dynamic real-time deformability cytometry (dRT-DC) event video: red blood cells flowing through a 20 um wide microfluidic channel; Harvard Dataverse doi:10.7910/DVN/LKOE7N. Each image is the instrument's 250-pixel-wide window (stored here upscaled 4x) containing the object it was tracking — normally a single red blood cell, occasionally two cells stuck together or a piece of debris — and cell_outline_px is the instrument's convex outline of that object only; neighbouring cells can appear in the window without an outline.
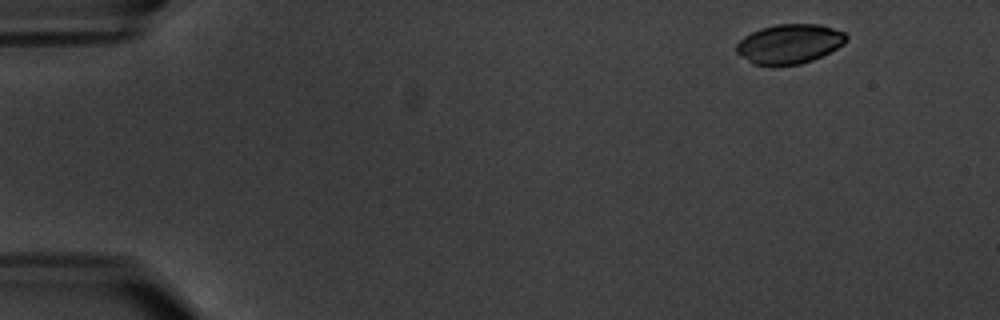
{"species": "common noctule bat (a hibernating species)", "species_latin": "Nyctalus noctula", "temperature_condition": "warm", "stored_images_in_passage": 5, "camera_frame_rate_fps": 3000, "um_per_image_px": 0.085, "animal": {"sex": "male", "body_mass_g": 20.1, "forearm_length_mm": 53.5}, "frame": {"image": 1, "passage_image": 1, "time_ms": 0.0, "image_size_px": [1000, 320], "cell_outline_px": [[848, 40], [844, 44], [812, 60], [800, 64], [772, 68], [752, 64], [736, 52], [736, 44], [744, 36], [760, 28], [776, 24], [820, 24], [844, 32], [848, 36]], "centroid_in_image_um": [67.07, 3.75], "position_along_channel_um": 17.9, "area_um2": 25.72}}